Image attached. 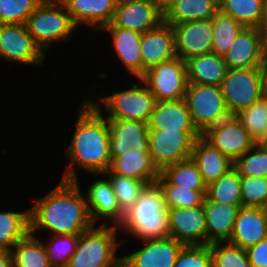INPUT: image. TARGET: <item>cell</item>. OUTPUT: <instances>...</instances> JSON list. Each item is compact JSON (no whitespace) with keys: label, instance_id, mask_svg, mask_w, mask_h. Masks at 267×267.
I'll return each mask as SVG.
<instances>
[{"label":"cell","instance_id":"d6a6232c","mask_svg":"<svg viewBox=\"0 0 267 267\" xmlns=\"http://www.w3.org/2000/svg\"><path fill=\"white\" fill-rule=\"evenodd\" d=\"M219 10L230 15L244 27H263V0H219Z\"/></svg>","mask_w":267,"mask_h":267},{"label":"cell","instance_id":"ee69618b","mask_svg":"<svg viewBox=\"0 0 267 267\" xmlns=\"http://www.w3.org/2000/svg\"><path fill=\"white\" fill-rule=\"evenodd\" d=\"M174 267H212L210 245L184 246Z\"/></svg>","mask_w":267,"mask_h":267},{"label":"cell","instance_id":"7bdbcfd3","mask_svg":"<svg viewBox=\"0 0 267 267\" xmlns=\"http://www.w3.org/2000/svg\"><path fill=\"white\" fill-rule=\"evenodd\" d=\"M267 200V177L241 176V203L245 207H263Z\"/></svg>","mask_w":267,"mask_h":267},{"label":"cell","instance_id":"f907efd6","mask_svg":"<svg viewBox=\"0 0 267 267\" xmlns=\"http://www.w3.org/2000/svg\"><path fill=\"white\" fill-rule=\"evenodd\" d=\"M154 1L164 9L171 0H154Z\"/></svg>","mask_w":267,"mask_h":267},{"label":"cell","instance_id":"d6986e66","mask_svg":"<svg viewBox=\"0 0 267 267\" xmlns=\"http://www.w3.org/2000/svg\"><path fill=\"white\" fill-rule=\"evenodd\" d=\"M140 44L143 76L153 66L176 57L174 30L165 22L143 33Z\"/></svg>","mask_w":267,"mask_h":267},{"label":"cell","instance_id":"681fc988","mask_svg":"<svg viewBox=\"0 0 267 267\" xmlns=\"http://www.w3.org/2000/svg\"><path fill=\"white\" fill-rule=\"evenodd\" d=\"M263 2H264V21L262 30L264 32H267V0H263Z\"/></svg>","mask_w":267,"mask_h":267},{"label":"cell","instance_id":"7dc6e473","mask_svg":"<svg viewBox=\"0 0 267 267\" xmlns=\"http://www.w3.org/2000/svg\"><path fill=\"white\" fill-rule=\"evenodd\" d=\"M262 74V96L267 99V64L261 66Z\"/></svg>","mask_w":267,"mask_h":267},{"label":"cell","instance_id":"30bf717a","mask_svg":"<svg viewBox=\"0 0 267 267\" xmlns=\"http://www.w3.org/2000/svg\"><path fill=\"white\" fill-rule=\"evenodd\" d=\"M141 79L156 102L185 98L188 84L186 63L177 56L148 69Z\"/></svg>","mask_w":267,"mask_h":267},{"label":"cell","instance_id":"9a60e30c","mask_svg":"<svg viewBox=\"0 0 267 267\" xmlns=\"http://www.w3.org/2000/svg\"><path fill=\"white\" fill-rule=\"evenodd\" d=\"M170 237L189 245H207L204 206L168 209Z\"/></svg>","mask_w":267,"mask_h":267},{"label":"cell","instance_id":"4dcf8cb0","mask_svg":"<svg viewBox=\"0 0 267 267\" xmlns=\"http://www.w3.org/2000/svg\"><path fill=\"white\" fill-rule=\"evenodd\" d=\"M30 233V209L25 212L0 211V251H10Z\"/></svg>","mask_w":267,"mask_h":267},{"label":"cell","instance_id":"d590c367","mask_svg":"<svg viewBox=\"0 0 267 267\" xmlns=\"http://www.w3.org/2000/svg\"><path fill=\"white\" fill-rule=\"evenodd\" d=\"M235 116L256 143H267V99L262 97Z\"/></svg>","mask_w":267,"mask_h":267},{"label":"cell","instance_id":"4316f807","mask_svg":"<svg viewBox=\"0 0 267 267\" xmlns=\"http://www.w3.org/2000/svg\"><path fill=\"white\" fill-rule=\"evenodd\" d=\"M219 0H171L163 9L164 22L170 26L189 21L212 19Z\"/></svg>","mask_w":267,"mask_h":267},{"label":"cell","instance_id":"816d5d0a","mask_svg":"<svg viewBox=\"0 0 267 267\" xmlns=\"http://www.w3.org/2000/svg\"><path fill=\"white\" fill-rule=\"evenodd\" d=\"M264 213L267 215V200L263 206Z\"/></svg>","mask_w":267,"mask_h":267},{"label":"cell","instance_id":"7c38bea8","mask_svg":"<svg viewBox=\"0 0 267 267\" xmlns=\"http://www.w3.org/2000/svg\"><path fill=\"white\" fill-rule=\"evenodd\" d=\"M0 57L10 62L42 65L46 54L24 24H0Z\"/></svg>","mask_w":267,"mask_h":267},{"label":"cell","instance_id":"44dd1931","mask_svg":"<svg viewBox=\"0 0 267 267\" xmlns=\"http://www.w3.org/2000/svg\"><path fill=\"white\" fill-rule=\"evenodd\" d=\"M86 192V202L90 217L96 225L99 219H110L114 226L122 221L124 213L120 210L112 184L108 178L97 179Z\"/></svg>","mask_w":267,"mask_h":267},{"label":"cell","instance_id":"4fadbf2b","mask_svg":"<svg viewBox=\"0 0 267 267\" xmlns=\"http://www.w3.org/2000/svg\"><path fill=\"white\" fill-rule=\"evenodd\" d=\"M162 22L163 8L154 0H117L111 24L143 34Z\"/></svg>","mask_w":267,"mask_h":267},{"label":"cell","instance_id":"836d02e7","mask_svg":"<svg viewBox=\"0 0 267 267\" xmlns=\"http://www.w3.org/2000/svg\"><path fill=\"white\" fill-rule=\"evenodd\" d=\"M211 22L213 29L212 53L223 57L244 26L221 10L216 12Z\"/></svg>","mask_w":267,"mask_h":267},{"label":"cell","instance_id":"7402d4cb","mask_svg":"<svg viewBox=\"0 0 267 267\" xmlns=\"http://www.w3.org/2000/svg\"><path fill=\"white\" fill-rule=\"evenodd\" d=\"M63 3L77 28L88 25L100 30L113 20L117 0H64Z\"/></svg>","mask_w":267,"mask_h":267},{"label":"cell","instance_id":"d4e9b609","mask_svg":"<svg viewBox=\"0 0 267 267\" xmlns=\"http://www.w3.org/2000/svg\"><path fill=\"white\" fill-rule=\"evenodd\" d=\"M203 206L206 220L207 245L215 242L229 241L234 222L242 205L220 204L205 196Z\"/></svg>","mask_w":267,"mask_h":267},{"label":"cell","instance_id":"cb8c5ba5","mask_svg":"<svg viewBox=\"0 0 267 267\" xmlns=\"http://www.w3.org/2000/svg\"><path fill=\"white\" fill-rule=\"evenodd\" d=\"M149 130L198 131L185 99L158 101L148 121Z\"/></svg>","mask_w":267,"mask_h":267},{"label":"cell","instance_id":"9c48e42d","mask_svg":"<svg viewBox=\"0 0 267 267\" xmlns=\"http://www.w3.org/2000/svg\"><path fill=\"white\" fill-rule=\"evenodd\" d=\"M220 87L228 112L236 115L263 97L261 67L228 69Z\"/></svg>","mask_w":267,"mask_h":267},{"label":"cell","instance_id":"ba28073f","mask_svg":"<svg viewBox=\"0 0 267 267\" xmlns=\"http://www.w3.org/2000/svg\"><path fill=\"white\" fill-rule=\"evenodd\" d=\"M199 131L149 130V155L159 171L190 158Z\"/></svg>","mask_w":267,"mask_h":267},{"label":"cell","instance_id":"60d3db41","mask_svg":"<svg viewBox=\"0 0 267 267\" xmlns=\"http://www.w3.org/2000/svg\"><path fill=\"white\" fill-rule=\"evenodd\" d=\"M44 0H0V24H26Z\"/></svg>","mask_w":267,"mask_h":267},{"label":"cell","instance_id":"8992f818","mask_svg":"<svg viewBox=\"0 0 267 267\" xmlns=\"http://www.w3.org/2000/svg\"><path fill=\"white\" fill-rule=\"evenodd\" d=\"M139 84H131V88L123 91H115L112 95H105L100 98L102 102L88 99L96 108L106 110L107 119H124L148 123L151 113L154 110L156 99L142 79ZM143 85V86H142Z\"/></svg>","mask_w":267,"mask_h":267},{"label":"cell","instance_id":"8fae6325","mask_svg":"<svg viewBox=\"0 0 267 267\" xmlns=\"http://www.w3.org/2000/svg\"><path fill=\"white\" fill-rule=\"evenodd\" d=\"M107 121L111 159L149 155L148 123L124 119H107Z\"/></svg>","mask_w":267,"mask_h":267},{"label":"cell","instance_id":"74e56055","mask_svg":"<svg viewBox=\"0 0 267 267\" xmlns=\"http://www.w3.org/2000/svg\"><path fill=\"white\" fill-rule=\"evenodd\" d=\"M109 176L120 210L126 212L136 201L146 182L138 179L128 178L112 174L109 170L103 174Z\"/></svg>","mask_w":267,"mask_h":267},{"label":"cell","instance_id":"f6af8a7d","mask_svg":"<svg viewBox=\"0 0 267 267\" xmlns=\"http://www.w3.org/2000/svg\"><path fill=\"white\" fill-rule=\"evenodd\" d=\"M251 267H267V237L246 249Z\"/></svg>","mask_w":267,"mask_h":267},{"label":"cell","instance_id":"1f68e13d","mask_svg":"<svg viewBox=\"0 0 267 267\" xmlns=\"http://www.w3.org/2000/svg\"><path fill=\"white\" fill-rule=\"evenodd\" d=\"M13 267H51L44 241L29 233L11 250Z\"/></svg>","mask_w":267,"mask_h":267},{"label":"cell","instance_id":"ac0fdd59","mask_svg":"<svg viewBox=\"0 0 267 267\" xmlns=\"http://www.w3.org/2000/svg\"><path fill=\"white\" fill-rule=\"evenodd\" d=\"M263 33L258 27H244L223 56L228 69L263 65Z\"/></svg>","mask_w":267,"mask_h":267},{"label":"cell","instance_id":"f35d334b","mask_svg":"<svg viewBox=\"0 0 267 267\" xmlns=\"http://www.w3.org/2000/svg\"><path fill=\"white\" fill-rule=\"evenodd\" d=\"M212 267H251L246 249L226 242L210 244Z\"/></svg>","mask_w":267,"mask_h":267},{"label":"cell","instance_id":"2e32d148","mask_svg":"<svg viewBox=\"0 0 267 267\" xmlns=\"http://www.w3.org/2000/svg\"><path fill=\"white\" fill-rule=\"evenodd\" d=\"M176 56L183 61L212 53L213 29L211 19L172 25Z\"/></svg>","mask_w":267,"mask_h":267},{"label":"cell","instance_id":"f1b7e54d","mask_svg":"<svg viewBox=\"0 0 267 267\" xmlns=\"http://www.w3.org/2000/svg\"><path fill=\"white\" fill-rule=\"evenodd\" d=\"M156 183L159 186H177L188 190H207V185L191 157L164 167Z\"/></svg>","mask_w":267,"mask_h":267},{"label":"cell","instance_id":"7a4b0ae2","mask_svg":"<svg viewBox=\"0 0 267 267\" xmlns=\"http://www.w3.org/2000/svg\"><path fill=\"white\" fill-rule=\"evenodd\" d=\"M102 112V109L93 106L88 99L83 100L66 153L70 164L67 165L62 180H78L74 167L83 168L95 176H103L109 170L112 160L109 125Z\"/></svg>","mask_w":267,"mask_h":267},{"label":"cell","instance_id":"8d00e7d4","mask_svg":"<svg viewBox=\"0 0 267 267\" xmlns=\"http://www.w3.org/2000/svg\"><path fill=\"white\" fill-rule=\"evenodd\" d=\"M240 176L267 177V143H256L233 164Z\"/></svg>","mask_w":267,"mask_h":267},{"label":"cell","instance_id":"5b68a950","mask_svg":"<svg viewBox=\"0 0 267 267\" xmlns=\"http://www.w3.org/2000/svg\"><path fill=\"white\" fill-rule=\"evenodd\" d=\"M25 25L44 53L56 41H69L78 29L65 4L54 0H44L28 17Z\"/></svg>","mask_w":267,"mask_h":267},{"label":"cell","instance_id":"6da1fadb","mask_svg":"<svg viewBox=\"0 0 267 267\" xmlns=\"http://www.w3.org/2000/svg\"><path fill=\"white\" fill-rule=\"evenodd\" d=\"M78 180H60L48 194L35 199L30 209V233L49 230L53 235L82 234L93 223Z\"/></svg>","mask_w":267,"mask_h":267},{"label":"cell","instance_id":"277c9868","mask_svg":"<svg viewBox=\"0 0 267 267\" xmlns=\"http://www.w3.org/2000/svg\"><path fill=\"white\" fill-rule=\"evenodd\" d=\"M118 229L104 222L80 234L67 267H122V257L116 256L123 243L117 241Z\"/></svg>","mask_w":267,"mask_h":267},{"label":"cell","instance_id":"c3c4849f","mask_svg":"<svg viewBox=\"0 0 267 267\" xmlns=\"http://www.w3.org/2000/svg\"><path fill=\"white\" fill-rule=\"evenodd\" d=\"M263 64H267V32L263 33Z\"/></svg>","mask_w":267,"mask_h":267},{"label":"cell","instance_id":"ffe728a7","mask_svg":"<svg viewBox=\"0 0 267 267\" xmlns=\"http://www.w3.org/2000/svg\"><path fill=\"white\" fill-rule=\"evenodd\" d=\"M267 237V215L263 207L241 206L229 243L247 249Z\"/></svg>","mask_w":267,"mask_h":267},{"label":"cell","instance_id":"e0dca14e","mask_svg":"<svg viewBox=\"0 0 267 267\" xmlns=\"http://www.w3.org/2000/svg\"><path fill=\"white\" fill-rule=\"evenodd\" d=\"M143 246L122 257V267H174L184 244L166 237L142 241Z\"/></svg>","mask_w":267,"mask_h":267},{"label":"cell","instance_id":"5bb4252c","mask_svg":"<svg viewBox=\"0 0 267 267\" xmlns=\"http://www.w3.org/2000/svg\"><path fill=\"white\" fill-rule=\"evenodd\" d=\"M201 137L233 162L256 144L235 115L207 128Z\"/></svg>","mask_w":267,"mask_h":267},{"label":"cell","instance_id":"bcb514c9","mask_svg":"<svg viewBox=\"0 0 267 267\" xmlns=\"http://www.w3.org/2000/svg\"><path fill=\"white\" fill-rule=\"evenodd\" d=\"M0 267H13V260L10 251H0Z\"/></svg>","mask_w":267,"mask_h":267},{"label":"cell","instance_id":"e575fe53","mask_svg":"<svg viewBox=\"0 0 267 267\" xmlns=\"http://www.w3.org/2000/svg\"><path fill=\"white\" fill-rule=\"evenodd\" d=\"M206 197L226 205H242L241 176L233 167L217 181L207 186Z\"/></svg>","mask_w":267,"mask_h":267},{"label":"cell","instance_id":"83f0119b","mask_svg":"<svg viewBox=\"0 0 267 267\" xmlns=\"http://www.w3.org/2000/svg\"><path fill=\"white\" fill-rule=\"evenodd\" d=\"M187 82L221 86L227 73V64L222 56L208 53L185 61Z\"/></svg>","mask_w":267,"mask_h":267},{"label":"cell","instance_id":"484cf974","mask_svg":"<svg viewBox=\"0 0 267 267\" xmlns=\"http://www.w3.org/2000/svg\"><path fill=\"white\" fill-rule=\"evenodd\" d=\"M190 157L196 163L207 186L231 170L234 164L232 160L220 150L212 147L202 137L195 140Z\"/></svg>","mask_w":267,"mask_h":267},{"label":"cell","instance_id":"52a82bcc","mask_svg":"<svg viewBox=\"0 0 267 267\" xmlns=\"http://www.w3.org/2000/svg\"><path fill=\"white\" fill-rule=\"evenodd\" d=\"M184 99L193 124L201 134L231 116L220 86L188 83Z\"/></svg>","mask_w":267,"mask_h":267},{"label":"cell","instance_id":"b9f144b4","mask_svg":"<svg viewBox=\"0 0 267 267\" xmlns=\"http://www.w3.org/2000/svg\"><path fill=\"white\" fill-rule=\"evenodd\" d=\"M167 209L195 207L203 204L207 190H188L177 186H159Z\"/></svg>","mask_w":267,"mask_h":267},{"label":"cell","instance_id":"ab89813d","mask_svg":"<svg viewBox=\"0 0 267 267\" xmlns=\"http://www.w3.org/2000/svg\"><path fill=\"white\" fill-rule=\"evenodd\" d=\"M80 234L52 235V240L44 246L51 267H67L76 250Z\"/></svg>","mask_w":267,"mask_h":267},{"label":"cell","instance_id":"603a6c76","mask_svg":"<svg viewBox=\"0 0 267 267\" xmlns=\"http://www.w3.org/2000/svg\"><path fill=\"white\" fill-rule=\"evenodd\" d=\"M101 30L110 34L115 53L127 71L137 79H141L143 77L140 51L142 34L129 29L114 27L111 23Z\"/></svg>","mask_w":267,"mask_h":267},{"label":"cell","instance_id":"f546056e","mask_svg":"<svg viewBox=\"0 0 267 267\" xmlns=\"http://www.w3.org/2000/svg\"><path fill=\"white\" fill-rule=\"evenodd\" d=\"M109 171L115 175L142 180L147 184L155 183L160 176L150 155L116 157L111 160Z\"/></svg>","mask_w":267,"mask_h":267},{"label":"cell","instance_id":"3957f363","mask_svg":"<svg viewBox=\"0 0 267 267\" xmlns=\"http://www.w3.org/2000/svg\"><path fill=\"white\" fill-rule=\"evenodd\" d=\"M117 227L140 242L170 237L168 209L156 182L144 187Z\"/></svg>","mask_w":267,"mask_h":267}]
</instances>
